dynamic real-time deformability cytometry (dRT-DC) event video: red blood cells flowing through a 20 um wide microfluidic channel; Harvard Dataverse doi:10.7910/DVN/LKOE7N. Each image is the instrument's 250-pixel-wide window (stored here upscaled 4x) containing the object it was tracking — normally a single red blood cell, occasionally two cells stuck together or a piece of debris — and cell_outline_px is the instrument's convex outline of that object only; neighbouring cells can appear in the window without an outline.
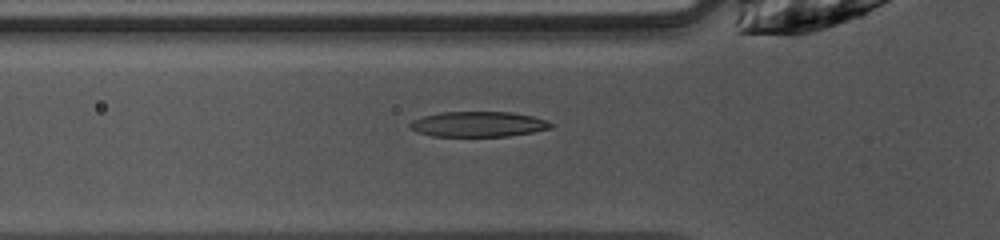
{"species": "common noctule bat (a hibernating species)", "species_latin": "Nyctalus noctula", "temperature_condition": "warm", "stored_images_in_passage": 47, "camera_frame_rate_fps": 3000, "um_per_image_px": 0.085, "animal": {"sex": "female", "body_mass_g": 10.0, "forearm_length_mm": 53.1}, "frame": {"image": 1, "passage_image": 14, "time_ms": 4.333, "image_size_px": [1000, 240], "cell_outline_px": [[556, 124], [552, 128], [532, 132], [508, 136], [432, 136], [416, 132], [408, 124], [412, 120], [424, 116], [440, 112], [512, 112], [532, 116], [548, 120]], "centroid_in_image_um": [40.69, 10.55], "position_along_channel_um": 85.1, "area_um2": 20.87}}
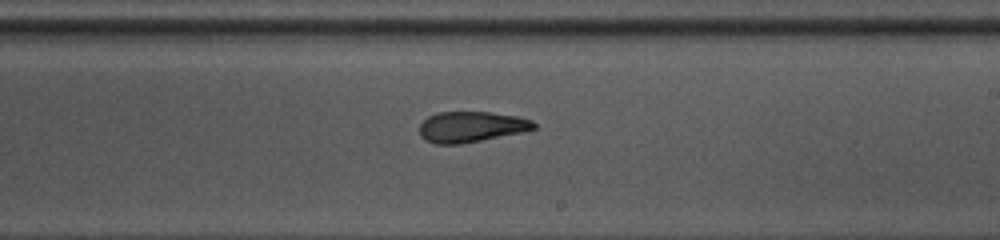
{"frame": {"image": 2, "passage_image": 26, "time_ms": 8.333, "image_size_px": [1000, 240], "cell_outline_px": [[536, 128], [524, 132], [460, 144], [436, 144], [424, 140], [420, 136], [420, 124], [428, 116], [436, 112], [492, 112], [516, 116], [532, 120], [536, 124]], "centroid_in_image_um": [40.04, 10.78], "position_along_channel_um": 249.0, "area_um2": 20.58}}
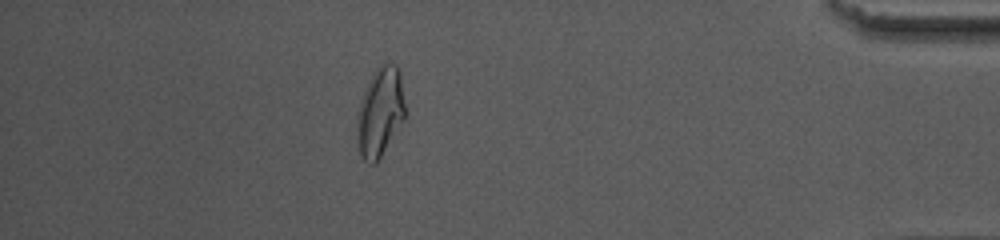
{"frame": {"image": 3, "passage_image": 41, "time_ms": 13.333, "image_size_px": [1000, 240], "cell_outline_px": [[404, 120], [380, 156], [372, 164], [364, 160], [360, 152], [356, 132], [356, 112], [368, 80], [376, 68], [380, 64], [396, 64], [400, 72], [404, 104]], "centroid_in_image_um": [32.28, 9.49], "position_along_channel_um": 402.9, "area_um2": 24.74}, "authors_computed_cell_mechanics": {"area_um2": 21.386, "velocity_mm_per_s": 4.0711, "shape_relaxation_time_tau1_ms": 11.1398, "shape_relaxation_time_tau2_ms": 2.1589, "deformation_change_tau1": 0.3147, "deformation_change_tau2": 0.1052}}